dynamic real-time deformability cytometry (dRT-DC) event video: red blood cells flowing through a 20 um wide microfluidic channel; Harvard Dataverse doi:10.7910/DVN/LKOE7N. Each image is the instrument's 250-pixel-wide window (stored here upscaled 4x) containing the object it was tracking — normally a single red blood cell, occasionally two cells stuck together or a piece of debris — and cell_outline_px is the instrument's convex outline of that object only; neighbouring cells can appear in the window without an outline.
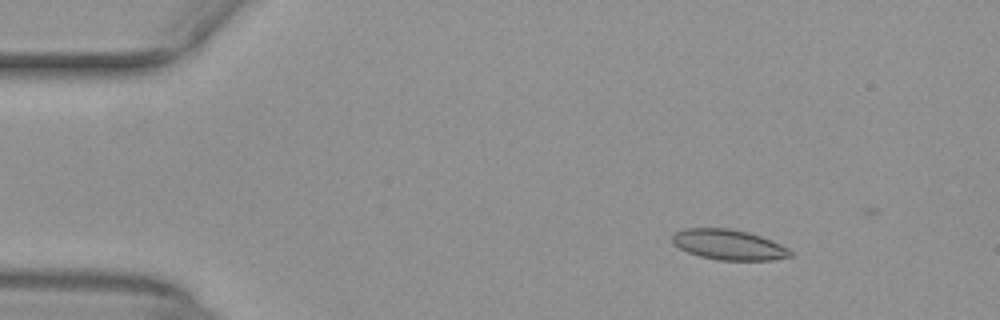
{"species": "common noctule bat (a hibernating species)", "species_latin": "Nyctalus noctula", "temperature_condition": "warm", "stored_images_in_passage": 15, "camera_frame_rate_fps": 3000, "um_per_image_px": 0.085, "animal": {"sex": "female", "body_mass_g": 29.2, "forearm_length_mm": 56.3}, "frame": {"image": 1, "passage_image": 7, "time_ms": 2.0, "image_size_px": [1000, 320], "cell_outline_px": [[792, 256], [772, 260], [716, 260], [700, 256], [688, 252], [672, 244], [672, 232], [684, 228], [728, 228], [748, 232], [772, 240], [788, 248], [792, 252]], "centroid_in_image_um": [61.91, 20.79], "position_along_channel_um": 23.1, "area_um2": 20.98}}